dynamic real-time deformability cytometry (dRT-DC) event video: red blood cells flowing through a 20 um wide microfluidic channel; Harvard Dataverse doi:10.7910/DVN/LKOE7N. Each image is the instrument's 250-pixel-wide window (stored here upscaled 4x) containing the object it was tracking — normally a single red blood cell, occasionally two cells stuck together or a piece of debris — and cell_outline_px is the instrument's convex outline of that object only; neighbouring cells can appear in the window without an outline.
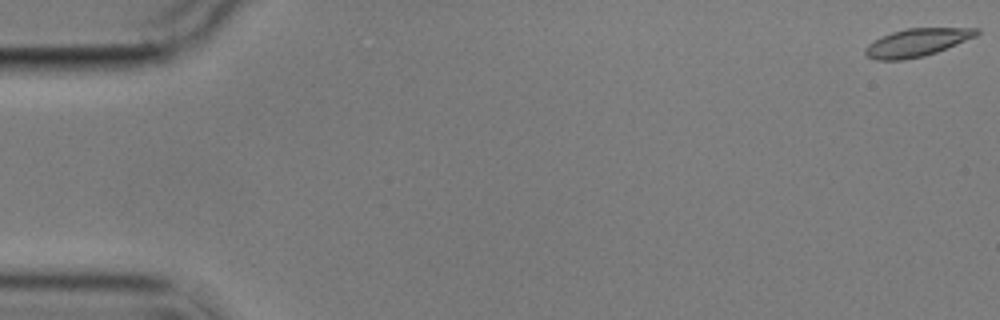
{"species": "common noctule bat (a hibernating species)", "species_latin": "Nyctalus noctula", "temperature_condition": "cold", "stored_images_in_passage": 5, "camera_frame_rate_fps": 3000, "um_per_image_px": 0.085, "animal": {"sex": "male", "body_mass_g": 17.9}, "frame": {"image": 1, "passage_image": 1, "time_ms": 0.0, "image_size_px": [1000, 320], "cell_outline_px": [[980, 32], [976, 36], [936, 52], [924, 56], [904, 60], [876, 60], [868, 56], [864, 52], [864, 48], [868, 44], [892, 32], [904, 28], [980, 28]], "centroid_in_image_um": [77.94, 3.61], "position_along_channel_um": 7.1, "area_um2": 17.92}}
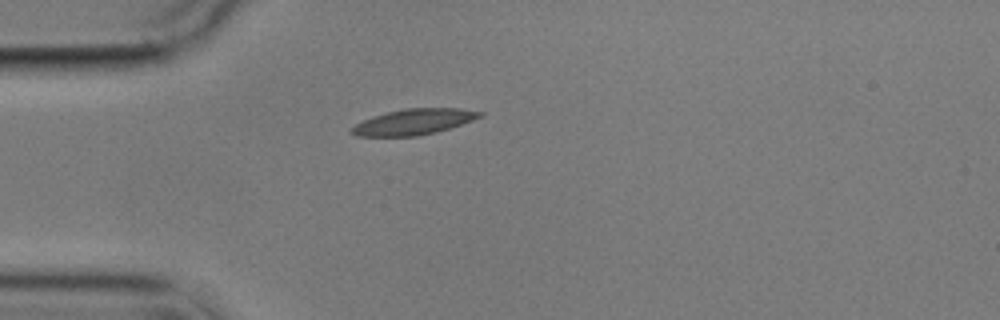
{"frame": {"image": 2, "passage_image": 4, "time_ms": 5.0, "image_size_px": [1000, 320], "cell_outline_px": [[484, 116], [436, 132], [416, 136], [356, 136], [348, 132], [348, 128], [372, 116], [404, 108], [460, 108], [484, 112]], "centroid_in_image_um": [35.13, 10.35], "position_along_channel_um": 49.9, "area_um2": 19.25}}